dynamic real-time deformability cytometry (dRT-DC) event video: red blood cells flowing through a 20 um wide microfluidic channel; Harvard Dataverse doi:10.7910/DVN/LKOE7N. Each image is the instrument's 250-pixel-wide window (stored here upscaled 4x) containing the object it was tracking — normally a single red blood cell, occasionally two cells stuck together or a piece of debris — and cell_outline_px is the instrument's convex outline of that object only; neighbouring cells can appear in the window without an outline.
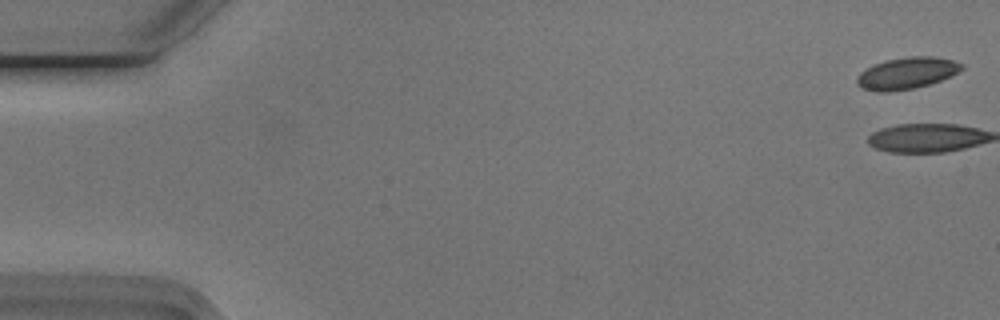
{"species": "Egyptian fruit bat (a non-hibernating species)", "species_latin": "Rousettus aegyptiacus", "temperature_condition": "cold", "stored_images_in_passage": 21, "camera_frame_rate_fps": 3000, "um_per_image_px": 0.085, "animal": {"sex": "male"}, "frame": {"image": 1, "passage_image": 1, "time_ms": 0.0, "image_size_px": [1000, 320], "cell_outline_px": [[964, 68], [940, 80], [928, 84], [912, 88], [888, 92], [876, 92], [864, 88], [856, 84], [856, 76], [860, 72], [884, 60], [908, 56], [932, 56], [952, 60], [964, 64]], "centroid_in_image_um": [77.04, 6.21], "position_along_channel_um": 8.0, "area_um2": 19.13}}